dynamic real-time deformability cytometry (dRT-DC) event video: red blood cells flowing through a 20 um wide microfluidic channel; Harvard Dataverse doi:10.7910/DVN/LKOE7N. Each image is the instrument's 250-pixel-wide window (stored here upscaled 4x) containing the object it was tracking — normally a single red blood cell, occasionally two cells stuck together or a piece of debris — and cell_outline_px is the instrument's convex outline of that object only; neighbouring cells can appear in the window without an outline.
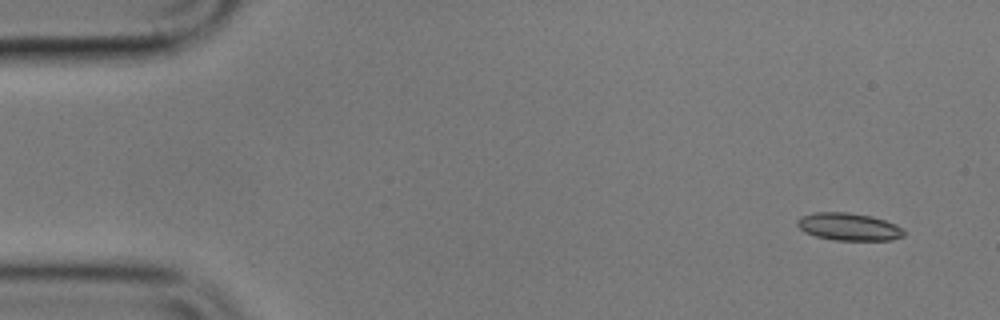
{"species": "common noctule bat (a hibernating species)", "species_latin": "Nyctalus noctula", "temperature_condition": "cold", "stored_images_in_passage": 6, "camera_frame_rate_fps": 3000, "um_per_image_px": 0.085, "animal": {"sex": "male", "body_mass_g": 17.9}, "frame": {"image": 1, "passage_image": 1, "time_ms": 0.0, "image_size_px": [1000, 320], "cell_outline_px": [[904, 236], [892, 240], [836, 240], [816, 236], [804, 232], [796, 224], [796, 220], [800, 216], [812, 212], [848, 212], [872, 216], [896, 224], [904, 228]], "centroid_in_image_um": [72.14, 19.26], "position_along_channel_um": 12.9, "area_um2": 17.28}}
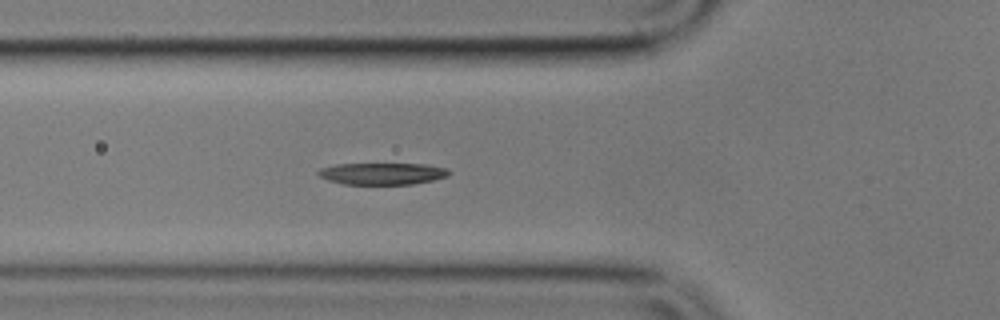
{"frame": {"image": 2, "passage_image": 6, "time_ms": 5.667, "image_size_px": [1000, 320], "cell_outline_px": [[452, 172], [448, 176], [432, 180], [412, 184], [344, 184], [328, 180], [320, 176], [316, 172], [320, 168], [336, 164], [428, 164], [448, 168]], "centroid_in_image_um": [32.53, 14.75], "position_along_channel_um": 93.3, "area_um2": 16.65}}